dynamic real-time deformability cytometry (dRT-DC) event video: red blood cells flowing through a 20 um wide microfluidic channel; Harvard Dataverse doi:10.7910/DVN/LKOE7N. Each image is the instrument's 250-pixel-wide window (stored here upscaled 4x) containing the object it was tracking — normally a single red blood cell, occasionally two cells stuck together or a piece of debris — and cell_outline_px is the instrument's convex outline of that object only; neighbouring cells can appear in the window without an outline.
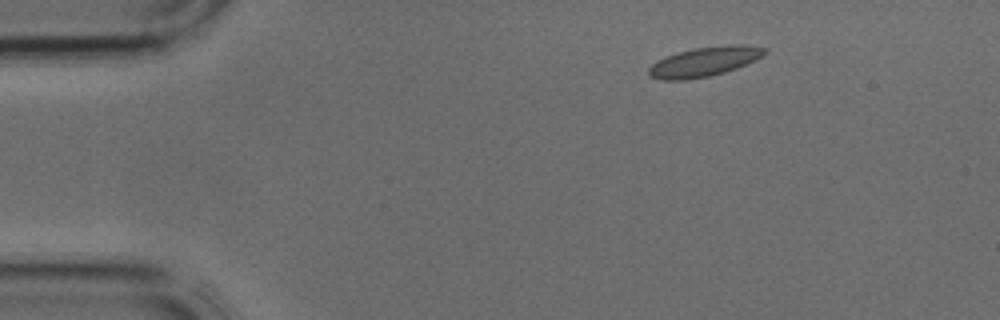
{"species": "common noctule bat (a hibernating species)", "species_latin": "Nyctalus noctula", "temperature_condition": "cold", "stored_images_in_passage": 4, "camera_frame_rate_fps": 3000, "um_per_image_px": 0.085, "animal": {"sex": "male", "body_mass_g": 17.9, "forearm_length_mm": 54.2}, "frame": {"image": 1, "passage_image": 2, "time_ms": 0.333, "image_size_px": [1000, 320], "cell_outline_px": [[768, 52], [736, 68], [724, 72], [708, 76], [684, 80], [660, 80], [652, 76], [648, 72], [648, 68], [656, 60], [664, 56], [676, 52], [692, 48], [728, 44], [744, 44], [768, 48]], "centroid_in_image_um": [59.83, 5.22], "position_along_channel_um": 25.2, "area_um2": 20.0}}
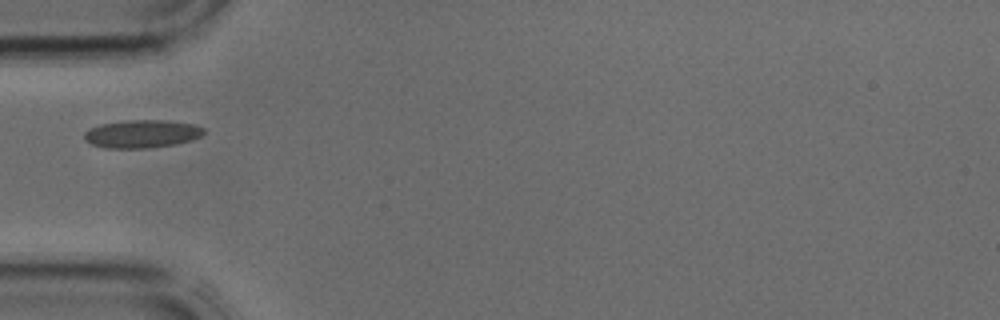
{"frame": {"image": 2, "passage_image": 4, "time_ms": 1.0, "image_size_px": [1000, 320], "cell_outline_px": [[204, 132], [200, 136], [192, 140], [176, 144], [148, 148], [104, 148], [92, 144], [84, 140], [84, 132], [100, 124], [124, 120], [168, 120], [196, 124], [204, 128]], "centroid_in_image_um": [12.07, 11.37], "position_along_channel_um": 72.9, "area_um2": 19.65}}